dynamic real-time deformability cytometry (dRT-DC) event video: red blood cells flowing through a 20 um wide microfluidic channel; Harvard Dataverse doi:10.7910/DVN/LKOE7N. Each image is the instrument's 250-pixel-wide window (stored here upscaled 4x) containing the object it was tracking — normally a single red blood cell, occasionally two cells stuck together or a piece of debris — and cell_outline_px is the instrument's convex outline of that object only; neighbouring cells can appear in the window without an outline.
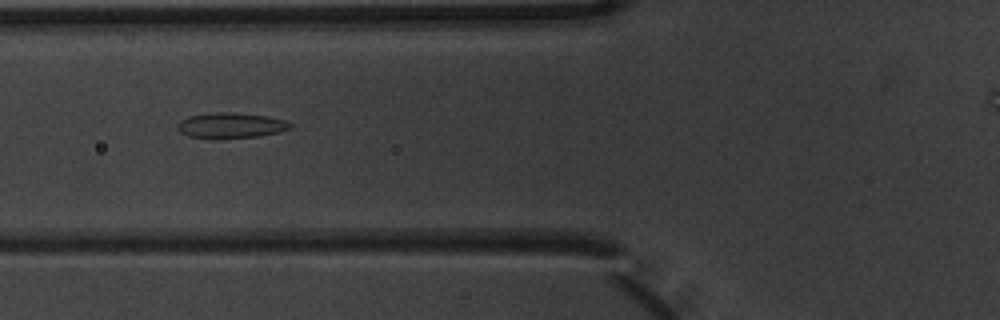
{"species": "common noctule bat (a hibernating species)", "species_latin": "Nyctalus noctula", "temperature_condition": "warm", "stored_images_in_passage": 9, "camera_frame_rate_fps": 3000, "um_per_image_px": 0.085, "animal": {"sex": "male", "body_mass_g": 20.1, "forearm_length_mm": 53.5}, "frame": {"image": 1, "passage_image": 7, "time_ms": 2.0, "image_size_px": [1000, 320], "cell_outline_px": [[292, 128], [280, 132], [260, 136], [188, 136], [180, 132], [176, 128], [176, 124], [180, 120], [188, 116], [208, 112], [236, 112], [268, 116], [284, 120], [292, 124]], "centroid_in_image_um": [19.63, 10.61], "position_along_channel_um": 106.2, "area_um2": 16.36}}
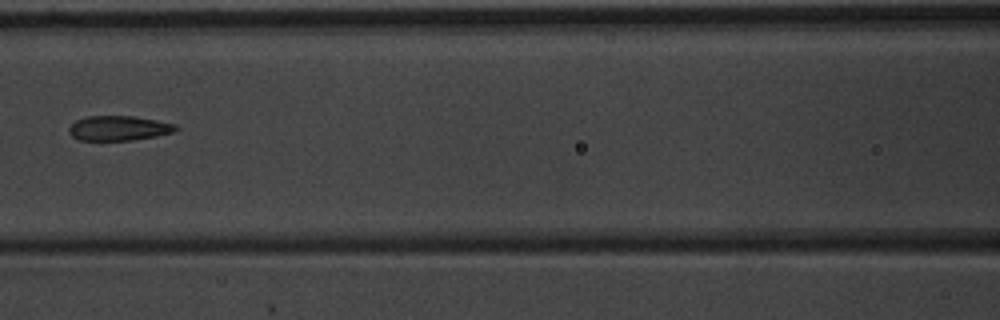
{"frame": {"image": 2, "passage_image": 8, "time_ms": 2.333, "image_size_px": [1000, 320], "cell_outline_px": [[180, 128], [176, 132], [156, 136], [132, 140], [80, 140], [72, 136], [68, 132], [68, 128], [76, 120], [88, 116], [132, 116], [156, 120], [176, 124]], "centroid_in_image_um": [10.13, 10.89], "position_along_channel_um": 156.5, "area_um2": 15.49}}
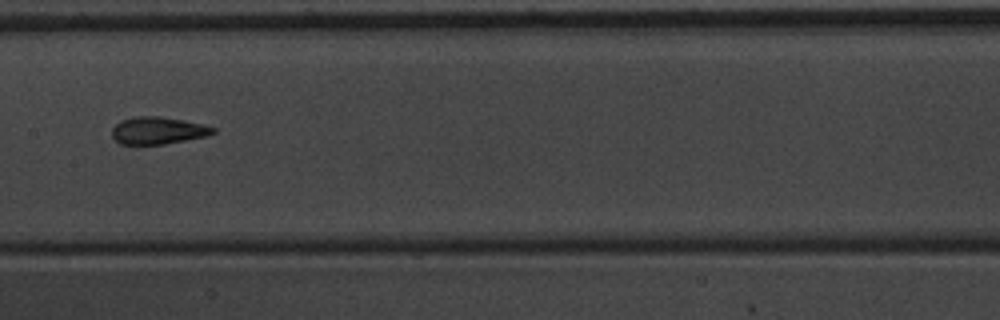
{"frame": {"image": 3, "passage_image": 9, "time_ms": 2.667, "image_size_px": [1000, 320], "cell_outline_px": [[216, 132], [208, 136], [164, 144], [120, 144], [112, 136], [112, 128], [120, 120], [136, 116], [160, 116], [204, 124], [216, 128]], "centroid_in_image_um": [13.44, 11.09], "position_along_channel_um": 194.0, "area_um2": 16.13}}